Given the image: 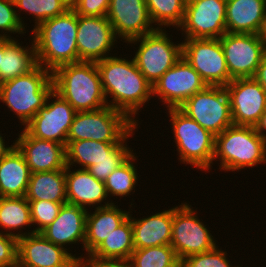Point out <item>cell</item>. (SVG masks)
Returning a JSON list of instances; mask_svg holds the SVG:
<instances>
[{
    "mask_svg": "<svg viewBox=\"0 0 266 267\" xmlns=\"http://www.w3.org/2000/svg\"><path fill=\"white\" fill-rule=\"evenodd\" d=\"M135 128L139 127L124 113L110 106L77 112L67 137V145L79 140L121 143Z\"/></svg>",
    "mask_w": 266,
    "mask_h": 267,
    "instance_id": "cell-7",
    "label": "cell"
},
{
    "mask_svg": "<svg viewBox=\"0 0 266 267\" xmlns=\"http://www.w3.org/2000/svg\"><path fill=\"white\" fill-rule=\"evenodd\" d=\"M95 267H131L128 261L91 262Z\"/></svg>",
    "mask_w": 266,
    "mask_h": 267,
    "instance_id": "cell-44",
    "label": "cell"
},
{
    "mask_svg": "<svg viewBox=\"0 0 266 267\" xmlns=\"http://www.w3.org/2000/svg\"><path fill=\"white\" fill-rule=\"evenodd\" d=\"M53 92L52 71L37 65L27 74L0 84V102L16 115L22 128L45 105Z\"/></svg>",
    "mask_w": 266,
    "mask_h": 267,
    "instance_id": "cell-4",
    "label": "cell"
},
{
    "mask_svg": "<svg viewBox=\"0 0 266 267\" xmlns=\"http://www.w3.org/2000/svg\"><path fill=\"white\" fill-rule=\"evenodd\" d=\"M120 56L113 55L96 62L102 89L108 106L124 113L139 126L136 115L153 98V87L140 72L133 58L129 60Z\"/></svg>",
    "mask_w": 266,
    "mask_h": 267,
    "instance_id": "cell-1",
    "label": "cell"
},
{
    "mask_svg": "<svg viewBox=\"0 0 266 267\" xmlns=\"http://www.w3.org/2000/svg\"><path fill=\"white\" fill-rule=\"evenodd\" d=\"M30 226L33 227L30 206L25 197H0V232L18 239L34 233Z\"/></svg>",
    "mask_w": 266,
    "mask_h": 267,
    "instance_id": "cell-30",
    "label": "cell"
},
{
    "mask_svg": "<svg viewBox=\"0 0 266 267\" xmlns=\"http://www.w3.org/2000/svg\"><path fill=\"white\" fill-rule=\"evenodd\" d=\"M13 39L0 37V65L2 62V56L4 55L5 47L12 41Z\"/></svg>",
    "mask_w": 266,
    "mask_h": 267,
    "instance_id": "cell-47",
    "label": "cell"
},
{
    "mask_svg": "<svg viewBox=\"0 0 266 267\" xmlns=\"http://www.w3.org/2000/svg\"><path fill=\"white\" fill-rule=\"evenodd\" d=\"M87 212L83 207L65 203L60 208L56 219L40 233L47 240L68 251L70 249L68 246L76 243L82 244L81 249L84 250Z\"/></svg>",
    "mask_w": 266,
    "mask_h": 267,
    "instance_id": "cell-23",
    "label": "cell"
},
{
    "mask_svg": "<svg viewBox=\"0 0 266 267\" xmlns=\"http://www.w3.org/2000/svg\"><path fill=\"white\" fill-rule=\"evenodd\" d=\"M128 262L131 267H180L181 264L171 245L134 249Z\"/></svg>",
    "mask_w": 266,
    "mask_h": 267,
    "instance_id": "cell-35",
    "label": "cell"
},
{
    "mask_svg": "<svg viewBox=\"0 0 266 267\" xmlns=\"http://www.w3.org/2000/svg\"><path fill=\"white\" fill-rule=\"evenodd\" d=\"M106 17L117 39L124 43L157 30L145 0H110Z\"/></svg>",
    "mask_w": 266,
    "mask_h": 267,
    "instance_id": "cell-17",
    "label": "cell"
},
{
    "mask_svg": "<svg viewBox=\"0 0 266 267\" xmlns=\"http://www.w3.org/2000/svg\"><path fill=\"white\" fill-rule=\"evenodd\" d=\"M25 29L20 23L13 0H0V37L16 39L17 37L10 34L25 35Z\"/></svg>",
    "mask_w": 266,
    "mask_h": 267,
    "instance_id": "cell-38",
    "label": "cell"
},
{
    "mask_svg": "<svg viewBox=\"0 0 266 267\" xmlns=\"http://www.w3.org/2000/svg\"><path fill=\"white\" fill-rule=\"evenodd\" d=\"M28 202L30 206L31 221L35 228H33L34 233H40L45 227L51 224L58 216L62 205L65 204L45 200Z\"/></svg>",
    "mask_w": 266,
    "mask_h": 267,
    "instance_id": "cell-37",
    "label": "cell"
},
{
    "mask_svg": "<svg viewBox=\"0 0 266 267\" xmlns=\"http://www.w3.org/2000/svg\"><path fill=\"white\" fill-rule=\"evenodd\" d=\"M15 146L24 156L31 173L66 168V146L55 141L30 136L23 128Z\"/></svg>",
    "mask_w": 266,
    "mask_h": 267,
    "instance_id": "cell-20",
    "label": "cell"
},
{
    "mask_svg": "<svg viewBox=\"0 0 266 267\" xmlns=\"http://www.w3.org/2000/svg\"><path fill=\"white\" fill-rule=\"evenodd\" d=\"M229 260L227 251L217 245L212 250L184 258L180 267H242L232 265Z\"/></svg>",
    "mask_w": 266,
    "mask_h": 267,
    "instance_id": "cell-36",
    "label": "cell"
},
{
    "mask_svg": "<svg viewBox=\"0 0 266 267\" xmlns=\"http://www.w3.org/2000/svg\"><path fill=\"white\" fill-rule=\"evenodd\" d=\"M169 34L165 29H157L127 42L138 45L132 58L152 86L182 57V42L174 43Z\"/></svg>",
    "mask_w": 266,
    "mask_h": 267,
    "instance_id": "cell-8",
    "label": "cell"
},
{
    "mask_svg": "<svg viewBox=\"0 0 266 267\" xmlns=\"http://www.w3.org/2000/svg\"><path fill=\"white\" fill-rule=\"evenodd\" d=\"M152 23L157 29L182 24L187 0H145Z\"/></svg>",
    "mask_w": 266,
    "mask_h": 267,
    "instance_id": "cell-34",
    "label": "cell"
},
{
    "mask_svg": "<svg viewBox=\"0 0 266 267\" xmlns=\"http://www.w3.org/2000/svg\"><path fill=\"white\" fill-rule=\"evenodd\" d=\"M30 175L24 156L14 147L0 158V197H25Z\"/></svg>",
    "mask_w": 266,
    "mask_h": 267,
    "instance_id": "cell-27",
    "label": "cell"
},
{
    "mask_svg": "<svg viewBox=\"0 0 266 267\" xmlns=\"http://www.w3.org/2000/svg\"><path fill=\"white\" fill-rule=\"evenodd\" d=\"M219 39L231 79L253 78L266 54V42L258 34L229 32Z\"/></svg>",
    "mask_w": 266,
    "mask_h": 267,
    "instance_id": "cell-13",
    "label": "cell"
},
{
    "mask_svg": "<svg viewBox=\"0 0 266 267\" xmlns=\"http://www.w3.org/2000/svg\"><path fill=\"white\" fill-rule=\"evenodd\" d=\"M126 160L127 159H102L96 162L95 165L90 166L87 171L96 179L105 182L108 176Z\"/></svg>",
    "mask_w": 266,
    "mask_h": 267,
    "instance_id": "cell-41",
    "label": "cell"
},
{
    "mask_svg": "<svg viewBox=\"0 0 266 267\" xmlns=\"http://www.w3.org/2000/svg\"><path fill=\"white\" fill-rule=\"evenodd\" d=\"M253 78L260 84L266 93V54L262 58L260 65L257 67Z\"/></svg>",
    "mask_w": 266,
    "mask_h": 267,
    "instance_id": "cell-42",
    "label": "cell"
},
{
    "mask_svg": "<svg viewBox=\"0 0 266 267\" xmlns=\"http://www.w3.org/2000/svg\"><path fill=\"white\" fill-rule=\"evenodd\" d=\"M266 0H226V32L258 34Z\"/></svg>",
    "mask_w": 266,
    "mask_h": 267,
    "instance_id": "cell-26",
    "label": "cell"
},
{
    "mask_svg": "<svg viewBox=\"0 0 266 267\" xmlns=\"http://www.w3.org/2000/svg\"><path fill=\"white\" fill-rule=\"evenodd\" d=\"M131 212L129 217L132 223L135 249L171 244L173 206L144 218L132 217Z\"/></svg>",
    "mask_w": 266,
    "mask_h": 267,
    "instance_id": "cell-25",
    "label": "cell"
},
{
    "mask_svg": "<svg viewBox=\"0 0 266 267\" xmlns=\"http://www.w3.org/2000/svg\"><path fill=\"white\" fill-rule=\"evenodd\" d=\"M69 267H95L87 259H76Z\"/></svg>",
    "mask_w": 266,
    "mask_h": 267,
    "instance_id": "cell-46",
    "label": "cell"
},
{
    "mask_svg": "<svg viewBox=\"0 0 266 267\" xmlns=\"http://www.w3.org/2000/svg\"><path fill=\"white\" fill-rule=\"evenodd\" d=\"M19 40L13 39L5 47L0 65V84L27 74L38 65L33 38L29 40H32L31 46H22Z\"/></svg>",
    "mask_w": 266,
    "mask_h": 267,
    "instance_id": "cell-29",
    "label": "cell"
},
{
    "mask_svg": "<svg viewBox=\"0 0 266 267\" xmlns=\"http://www.w3.org/2000/svg\"><path fill=\"white\" fill-rule=\"evenodd\" d=\"M177 31L184 38H220L226 33V0H187Z\"/></svg>",
    "mask_w": 266,
    "mask_h": 267,
    "instance_id": "cell-15",
    "label": "cell"
},
{
    "mask_svg": "<svg viewBox=\"0 0 266 267\" xmlns=\"http://www.w3.org/2000/svg\"><path fill=\"white\" fill-rule=\"evenodd\" d=\"M129 204L131 209L128 211L119 208L116 203L105 207L94 208L93 212L88 210L86 215L85 227V259L88 258L98 246L108 237L114 229L121 225L130 214L132 205ZM90 211V212H89ZM87 252V253H86Z\"/></svg>",
    "mask_w": 266,
    "mask_h": 267,
    "instance_id": "cell-24",
    "label": "cell"
},
{
    "mask_svg": "<svg viewBox=\"0 0 266 267\" xmlns=\"http://www.w3.org/2000/svg\"><path fill=\"white\" fill-rule=\"evenodd\" d=\"M72 169L71 166L65 168L67 203L87 210L114 203L108 197L104 181L96 179L86 169Z\"/></svg>",
    "mask_w": 266,
    "mask_h": 267,
    "instance_id": "cell-22",
    "label": "cell"
},
{
    "mask_svg": "<svg viewBox=\"0 0 266 267\" xmlns=\"http://www.w3.org/2000/svg\"><path fill=\"white\" fill-rule=\"evenodd\" d=\"M53 99V100H52ZM77 111L56 92L23 128L30 136L67 146V137Z\"/></svg>",
    "mask_w": 266,
    "mask_h": 267,
    "instance_id": "cell-12",
    "label": "cell"
},
{
    "mask_svg": "<svg viewBox=\"0 0 266 267\" xmlns=\"http://www.w3.org/2000/svg\"><path fill=\"white\" fill-rule=\"evenodd\" d=\"M182 57L208 86L225 87L231 82L219 38H183Z\"/></svg>",
    "mask_w": 266,
    "mask_h": 267,
    "instance_id": "cell-11",
    "label": "cell"
},
{
    "mask_svg": "<svg viewBox=\"0 0 266 267\" xmlns=\"http://www.w3.org/2000/svg\"><path fill=\"white\" fill-rule=\"evenodd\" d=\"M71 8L81 16H106L110 0H71Z\"/></svg>",
    "mask_w": 266,
    "mask_h": 267,
    "instance_id": "cell-39",
    "label": "cell"
},
{
    "mask_svg": "<svg viewBox=\"0 0 266 267\" xmlns=\"http://www.w3.org/2000/svg\"><path fill=\"white\" fill-rule=\"evenodd\" d=\"M208 85L199 73L181 57L152 86L153 97L167 105L166 108H179L195 93L203 91Z\"/></svg>",
    "mask_w": 266,
    "mask_h": 267,
    "instance_id": "cell-14",
    "label": "cell"
},
{
    "mask_svg": "<svg viewBox=\"0 0 266 267\" xmlns=\"http://www.w3.org/2000/svg\"><path fill=\"white\" fill-rule=\"evenodd\" d=\"M53 91L77 112L95 111L108 106L96 62L79 61L52 71Z\"/></svg>",
    "mask_w": 266,
    "mask_h": 267,
    "instance_id": "cell-3",
    "label": "cell"
},
{
    "mask_svg": "<svg viewBox=\"0 0 266 267\" xmlns=\"http://www.w3.org/2000/svg\"><path fill=\"white\" fill-rule=\"evenodd\" d=\"M135 128L121 143H106L93 140L72 141L66 146V165L88 169L102 159H128L134 152L127 145L129 137L135 135ZM78 165V166H76Z\"/></svg>",
    "mask_w": 266,
    "mask_h": 267,
    "instance_id": "cell-21",
    "label": "cell"
},
{
    "mask_svg": "<svg viewBox=\"0 0 266 267\" xmlns=\"http://www.w3.org/2000/svg\"><path fill=\"white\" fill-rule=\"evenodd\" d=\"M190 203L173 206L171 246L180 262L191 255L212 250L219 242ZM217 243V244H216Z\"/></svg>",
    "mask_w": 266,
    "mask_h": 267,
    "instance_id": "cell-9",
    "label": "cell"
},
{
    "mask_svg": "<svg viewBox=\"0 0 266 267\" xmlns=\"http://www.w3.org/2000/svg\"><path fill=\"white\" fill-rule=\"evenodd\" d=\"M134 249L132 223L128 217L86 259L90 262L128 261Z\"/></svg>",
    "mask_w": 266,
    "mask_h": 267,
    "instance_id": "cell-28",
    "label": "cell"
},
{
    "mask_svg": "<svg viewBox=\"0 0 266 267\" xmlns=\"http://www.w3.org/2000/svg\"><path fill=\"white\" fill-rule=\"evenodd\" d=\"M13 2L15 9H17L16 15L22 26L25 28L27 24L25 25L22 20L24 17H21L20 13L26 12L34 20L33 29L41 22L62 15L71 8V0H13Z\"/></svg>",
    "mask_w": 266,
    "mask_h": 267,
    "instance_id": "cell-32",
    "label": "cell"
},
{
    "mask_svg": "<svg viewBox=\"0 0 266 267\" xmlns=\"http://www.w3.org/2000/svg\"><path fill=\"white\" fill-rule=\"evenodd\" d=\"M255 130L266 141V109L262 113L258 123L255 125Z\"/></svg>",
    "mask_w": 266,
    "mask_h": 267,
    "instance_id": "cell-43",
    "label": "cell"
},
{
    "mask_svg": "<svg viewBox=\"0 0 266 267\" xmlns=\"http://www.w3.org/2000/svg\"><path fill=\"white\" fill-rule=\"evenodd\" d=\"M7 141H5L3 134L0 131V158L6 154H8L15 146V141H13L12 145H7Z\"/></svg>",
    "mask_w": 266,
    "mask_h": 267,
    "instance_id": "cell-45",
    "label": "cell"
},
{
    "mask_svg": "<svg viewBox=\"0 0 266 267\" xmlns=\"http://www.w3.org/2000/svg\"><path fill=\"white\" fill-rule=\"evenodd\" d=\"M213 161L219 170L229 172L266 163V141L253 126L232 125L215 136Z\"/></svg>",
    "mask_w": 266,
    "mask_h": 267,
    "instance_id": "cell-5",
    "label": "cell"
},
{
    "mask_svg": "<svg viewBox=\"0 0 266 267\" xmlns=\"http://www.w3.org/2000/svg\"><path fill=\"white\" fill-rule=\"evenodd\" d=\"M133 153L122 165L115 169L106 179L105 187L108 197H127L135 194V187L138 184V172L136 160L138 156Z\"/></svg>",
    "mask_w": 266,
    "mask_h": 267,
    "instance_id": "cell-33",
    "label": "cell"
},
{
    "mask_svg": "<svg viewBox=\"0 0 266 267\" xmlns=\"http://www.w3.org/2000/svg\"><path fill=\"white\" fill-rule=\"evenodd\" d=\"M167 110L180 164H190V167L198 168L202 172H210L212 165L215 164L213 162L215 136L179 108Z\"/></svg>",
    "mask_w": 266,
    "mask_h": 267,
    "instance_id": "cell-6",
    "label": "cell"
},
{
    "mask_svg": "<svg viewBox=\"0 0 266 267\" xmlns=\"http://www.w3.org/2000/svg\"><path fill=\"white\" fill-rule=\"evenodd\" d=\"M179 109L214 136L234 125L230 98L222 86H207L187 99Z\"/></svg>",
    "mask_w": 266,
    "mask_h": 267,
    "instance_id": "cell-10",
    "label": "cell"
},
{
    "mask_svg": "<svg viewBox=\"0 0 266 267\" xmlns=\"http://www.w3.org/2000/svg\"><path fill=\"white\" fill-rule=\"evenodd\" d=\"M18 239L0 232V267H17Z\"/></svg>",
    "mask_w": 266,
    "mask_h": 267,
    "instance_id": "cell-40",
    "label": "cell"
},
{
    "mask_svg": "<svg viewBox=\"0 0 266 267\" xmlns=\"http://www.w3.org/2000/svg\"><path fill=\"white\" fill-rule=\"evenodd\" d=\"M25 198L27 201L67 203L65 168L31 173Z\"/></svg>",
    "mask_w": 266,
    "mask_h": 267,
    "instance_id": "cell-31",
    "label": "cell"
},
{
    "mask_svg": "<svg viewBox=\"0 0 266 267\" xmlns=\"http://www.w3.org/2000/svg\"><path fill=\"white\" fill-rule=\"evenodd\" d=\"M258 35L266 42V11L263 18V23Z\"/></svg>",
    "mask_w": 266,
    "mask_h": 267,
    "instance_id": "cell-48",
    "label": "cell"
},
{
    "mask_svg": "<svg viewBox=\"0 0 266 267\" xmlns=\"http://www.w3.org/2000/svg\"><path fill=\"white\" fill-rule=\"evenodd\" d=\"M118 43L113 27L106 16L78 15L76 44L78 62H98L112 56Z\"/></svg>",
    "mask_w": 266,
    "mask_h": 267,
    "instance_id": "cell-16",
    "label": "cell"
},
{
    "mask_svg": "<svg viewBox=\"0 0 266 267\" xmlns=\"http://www.w3.org/2000/svg\"><path fill=\"white\" fill-rule=\"evenodd\" d=\"M231 106L233 124L253 126L266 109V93L254 78H237L225 86Z\"/></svg>",
    "mask_w": 266,
    "mask_h": 267,
    "instance_id": "cell-18",
    "label": "cell"
},
{
    "mask_svg": "<svg viewBox=\"0 0 266 267\" xmlns=\"http://www.w3.org/2000/svg\"><path fill=\"white\" fill-rule=\"evenodd\" d=\"M77 27L78 15L69 8L32 29L38 64L53 71L60 65L78 62Z\"/></svg>",
    "mask_w": 266,
    "mask_h": 267,
    "instance_id": "cell-2",
    "label": "cell"
},
{
    "mask_svg": "<svg viewBox=\"0 0 266 267\" xmlns=\"http://www.w3.org/2000/svg\"><path fill=\"white\" fill-rule=\"evenodd\" d=\"M73 254L47 240L41 233L18 238L17 267H69L84 255Z\"/></svg>",
    "mask_w": 266,
    "mask_h": 267,
    "instance_id": "cell-19",
    "label": "cell"
}]
</instances>
